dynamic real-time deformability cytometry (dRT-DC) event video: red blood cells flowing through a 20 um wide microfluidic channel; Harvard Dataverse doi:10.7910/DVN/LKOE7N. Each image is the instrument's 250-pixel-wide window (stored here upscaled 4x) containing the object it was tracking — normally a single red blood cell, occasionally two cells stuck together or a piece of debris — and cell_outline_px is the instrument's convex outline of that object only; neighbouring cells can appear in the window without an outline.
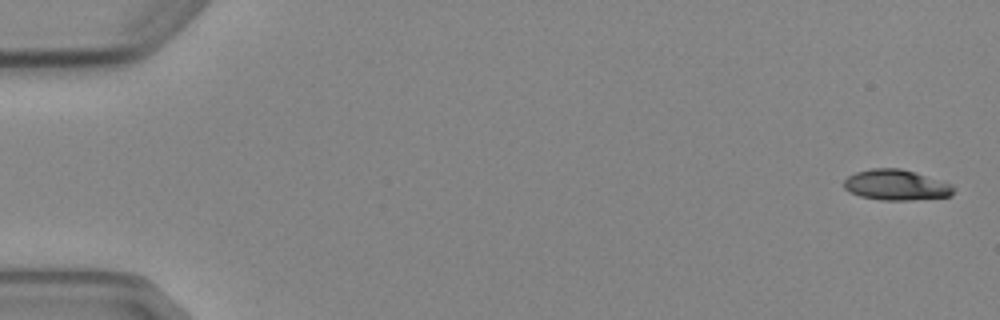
{"species": "Egyptian fruit bat (a non-hibernating species)", "species_latin": "Rousettus aegyptiacus", "temperature_condition": "cold", "stored_images_in_passage": 5, "camera_frame_rate_fps": 3000, "um_per_image_px": 0.085, "animal": {"sex": "female"}, "frame": {"image": 1, "passage_image": 1, "time_ms": 0.0, "image_size_px": [1000, 320], "cell_outline_px": [[956, 188], [952, 196], [912, 200], [880, 200], [860, 196], [844, 188], [844, 180], [848, 176], [856, 172], [872, 168], [900, 168], [952, 184]], "centroid_in_image_um": [76.19, 15.73], "position_along_channel_um": 8.8, "area_um2": 19.48}}
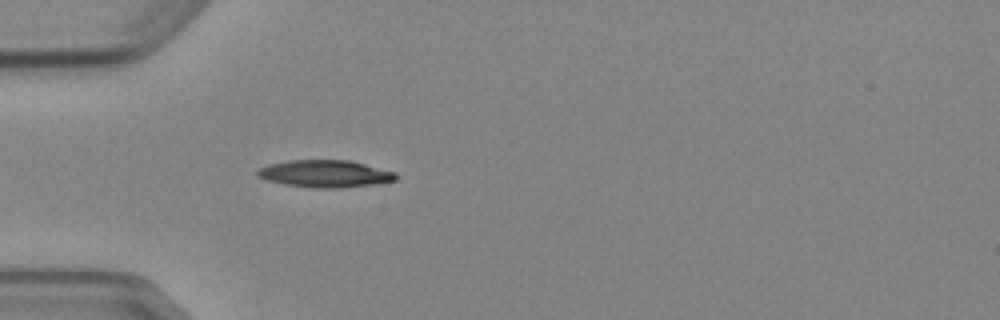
{"frame": {"image": 2, "passage_image": 5, "time_ms": 5.0, "image_size_px": [1000, 320], "cell_outline_px": [[396, 180], [376, 184], [340, 188], [316, 188], [284, 184], [268, 180], [260, 176], [256, 172], [260, 168], [268, 164], [288, 160], [348, 160], [396, 172]], "centroid_in_image_um": [27.65, 14.76], "position_along_channel_um": 57.4, "area_um2": 21.79}}